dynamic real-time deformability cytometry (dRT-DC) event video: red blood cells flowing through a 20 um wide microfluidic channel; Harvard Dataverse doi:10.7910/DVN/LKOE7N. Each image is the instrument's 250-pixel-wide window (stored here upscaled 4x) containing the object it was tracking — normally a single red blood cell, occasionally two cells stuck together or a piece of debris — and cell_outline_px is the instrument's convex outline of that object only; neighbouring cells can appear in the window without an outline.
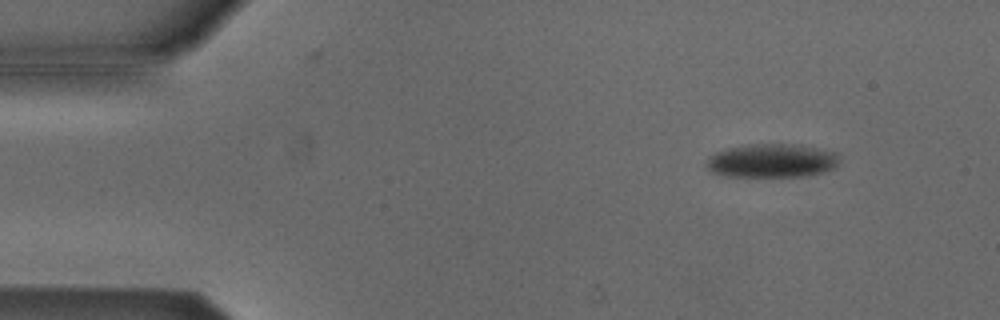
{"species": "Egyptian fruit bat (a non-hibernating species)", "species_latin": "Rousettus aegyptiacus", "temperature_condition": "cold", "stored_images_in_passage": 49, "camera_frame_rate_fps": 3000, "um_per_image_px": 0.085, "animal": {"sex": "male"}, "frame": {"image": 1, "passage_image": 2, "time_ms": 0.333, "image_size_px": [1000, 320], "cell_outline_px": [[840, 164], [836, 168], [824, 172], [800, 176], [724, 176], [712, 172], [708, 168], [708, 160], [716, 152], [728, 148], [748, 144], [800, 144], [840, 152]], "centroid_in_image_um": [65.72, 13.64], "position_along_channel_um": 19.3, "area_um2": 26.36}}
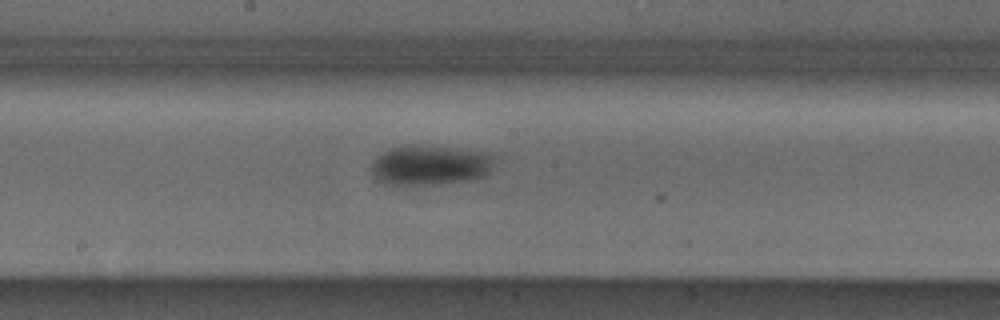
{"frame": {"image": 2, "passage_image": 24, "time_ms": 7.667, "image_size_px": [1000, 320], "cell_outline_px": [[496, 156], [488, 172], [484, 176], [476, 180], [440, 184], [388, 184], [380, 180], [372, 172], [372, 164], [384, 152], [392, 148], [404, 144], [420, 144], [488, 152]], "centroid_in_image_um": [36.64, 14.02], "position_along_channel_um": 211.6, "area_um2": 28.67}}
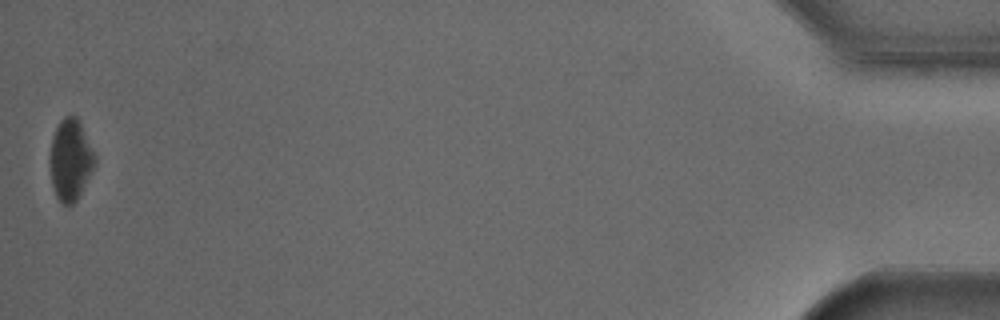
{"frame": {"image": 3, "passage_image": 49, "time_ms": 16.0, "image_size_px": [1000, 320], "cell_outline_px": [[96, 164], [76, 200], [72, 204], [64, 204], [56, 196], [52, 184], [48, 160], [52, 136], [60, 120], [64, 116], [76, 116], [80, 120], [96, 156]], "centroid_in_image_um": [5.98, 13.54], "position_along_channel_um": 429.2, "area_um2": 21.44}, "authors_computed_cell_mechanics": {"area_um2": 27.5128, "velocity_mm_per_s": 3.8085, "shape_relaxation_time_tau1_ms": 3.4015, "shape_relaxation_time_tau2_ms": null, "deformation_change_tau1": 0.0523, "deformation_change_tau2": null}}